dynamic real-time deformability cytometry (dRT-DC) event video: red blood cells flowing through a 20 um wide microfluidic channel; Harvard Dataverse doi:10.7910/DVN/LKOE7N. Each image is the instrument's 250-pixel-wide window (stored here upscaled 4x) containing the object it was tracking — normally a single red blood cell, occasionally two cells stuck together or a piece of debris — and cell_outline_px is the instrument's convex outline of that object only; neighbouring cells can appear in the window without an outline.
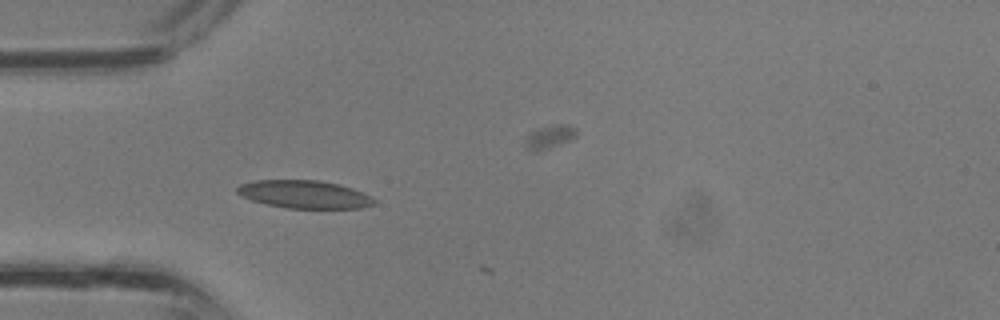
{"species": "common noctule bat (a hibernating species)", "species_latin": "Nyctalus noctula", "temperature_condition": "room temperature", "stored_images_in_passage": 2, "camera_frame_rate_fps": 3000, "um_per_image_px": 0.085, "animal": {"sex": "male", "body_mass_g": 13.3}, "frame": {"image": 1, "passage_image": 1, "time_ms": 0.0, "image_size_px": [1000, 320], "cell_outline_px": [[376, 204], [360, 208], [288, 208], [268, 204], [252, 200], [240, 196], [236, 192], [236, 188], [240, 184], [256, 180], [320, 180], [340, 184], [352, 188], [372, 196], [376, 200]], "centroid_in_image_um": [25.89, 16.51], "position_along_channel_um": 59.1, "area_um2": 22.37}}